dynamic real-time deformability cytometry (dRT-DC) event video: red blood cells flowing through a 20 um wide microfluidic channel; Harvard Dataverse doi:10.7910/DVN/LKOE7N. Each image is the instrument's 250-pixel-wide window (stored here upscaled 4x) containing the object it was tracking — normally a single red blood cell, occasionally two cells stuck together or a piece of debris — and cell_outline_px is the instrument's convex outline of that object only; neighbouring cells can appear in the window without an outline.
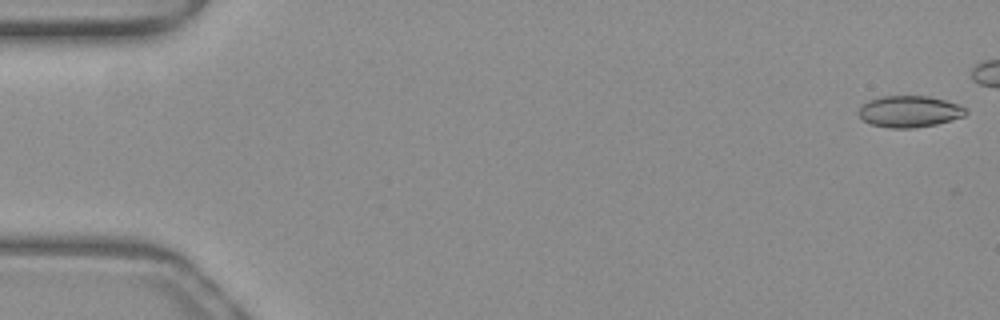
{"species": "common noctule bat (a hibernating species)", "species_latin": "Nyctalus noctula", "temperature_condition": "warm", "stored_images_in_passage": 42, "camera_frame_rate_fps": 3000, "um_per_image_px": 0.085, "animal": {"sex": "female", "body_mass_g": 19.3, "forearm_length_mm": 54.1}, "frame": {"image": 1, "passage_image": 1, "time_ms": 0.0, "image_size_px": [1000, 320], "cell_outline_px": [[968, 112], [964, 116], [936, 124], [912, 128], [888, 128], [872, 124], [864, 120], [856, 112], [868, 100], [880, 96], [928, 96], [944, 100], [968, 108]], "centroid_in_image_um": [77.3, 9.47], "position_along_channel_um": 7.7, "area_um2": 19.59}}
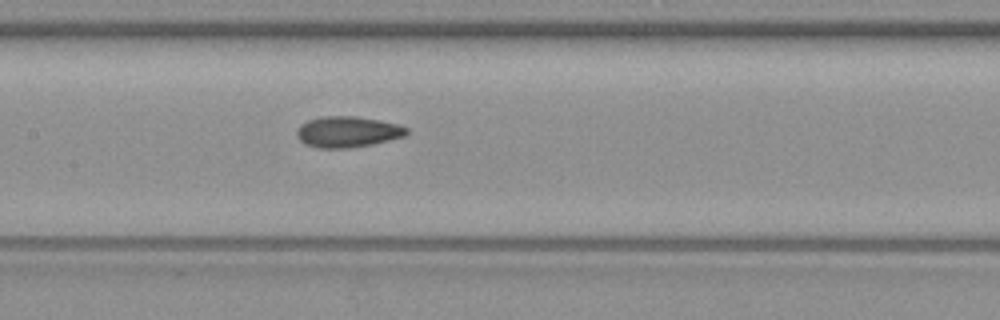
{"frame": {"image": 2, "passage_image": 25, "time_ms": 8.0, "image_size_px": [1000, 320], "cell_outline_px": [[408, 132], [404, 136], [372, 144], [348, 148], [316, 148], [304, 144], [296, 136], [296, 132], [300, 124], [308, 120], [324, 116], [356, 116], [380, 120], [400, 124], [408, 128]], "centroid_in_image_um": [29.53, 11.2], "position_along_channel_um": 177.9, "area_um2": 19.94}}
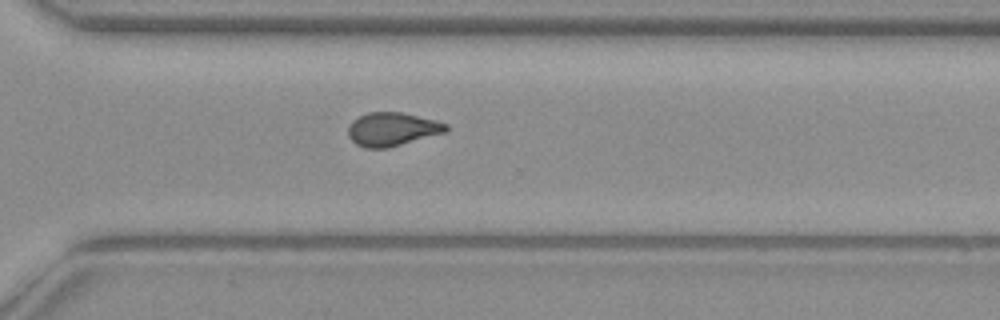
{"frame": {"image": 3, "passage_image": 37, "time_ms": 12.0, "image_size_px": [1000, 320], "cell_outline_px": [[448, 132], [388, 148], [364, 148], [356, 144], [348, 136], [348, 124], [352, 120], [368, 112], [404, 112], [436, 120], [448, 124]], "centroid_in_image_um": [33.35, 10.98], "position_along_channel_um": 337.2, "area_um2": 19.42}}